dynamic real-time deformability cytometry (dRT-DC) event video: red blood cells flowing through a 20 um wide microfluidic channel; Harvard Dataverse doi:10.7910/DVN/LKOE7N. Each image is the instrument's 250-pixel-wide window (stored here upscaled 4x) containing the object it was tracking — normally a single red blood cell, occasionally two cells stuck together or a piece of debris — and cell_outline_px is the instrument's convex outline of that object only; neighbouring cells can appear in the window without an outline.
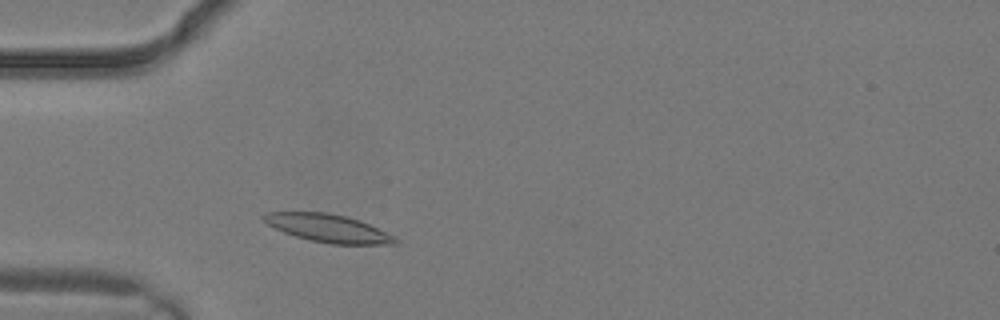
{"species": "common noctule bat (a hibernating species)", "species_latin": "Nyctalus noctula", "temperature_condition": "warm", "stored_images_in_passage": 3, "camera_frame_rate_fps": 3000, "um_per_image_px": 0.085, "animal": {"sex": "male", "body_mass_g": 19.2, "forearm_length_mm": 51.8}, "frame": {"image": 1, "passage_image": 3, "time_ms": 0.667, "image_size_px": [1000, 320], "cell_outline_px": [[400, 240], [396, 244], [332, 244], [308, 240], [284, 232], [268, 224], [260, 216], [268, 212], [328, 212], [348, 216], [360, 220]], "centroid_in_image_um": [27.87, 19.39], "position_along_channel_um": 57.1, "area_um2": 21.21}}